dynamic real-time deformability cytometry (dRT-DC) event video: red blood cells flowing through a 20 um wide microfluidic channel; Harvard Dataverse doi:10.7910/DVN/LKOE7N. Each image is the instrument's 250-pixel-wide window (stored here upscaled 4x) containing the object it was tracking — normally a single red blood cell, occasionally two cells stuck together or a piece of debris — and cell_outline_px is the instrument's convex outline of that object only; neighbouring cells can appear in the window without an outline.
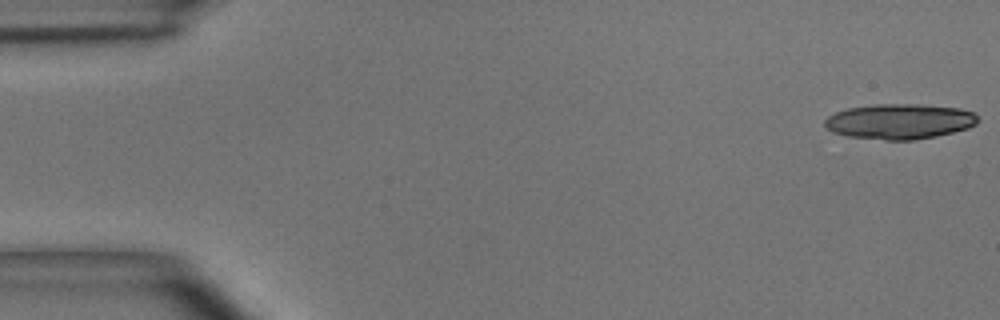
{"species": "common noctule bat (a hibernating species)", "species_latin": "Nyctalus noctula", "temperature_condition": "room temperature", "stored_images_in_passage": 11, "camera_frame_rate_fps": 3000, "um_per_image_px": 0.085, "animal": {"sex": "male", "body_mass_g": 15.6}, "frame": {"image": 1, "passage_image": 1, "time_ms": 0.0, "image_size_px": [1000, 320], "cell_outline_px": [[980, 120], [976, 124], [968, 128], [936, 136], [916, 140], [884, 140], [848, 136], [832, 132], [824, 124], [824, 120], [828, 116], [836, 112], [848, 108], [872, 104], [920, 104], [960, 108], [972, 112]], "centroid_in_image_um": [76.46, 10.32], "position_along_channel_um": 8.5, "area_um2": 31.56}}